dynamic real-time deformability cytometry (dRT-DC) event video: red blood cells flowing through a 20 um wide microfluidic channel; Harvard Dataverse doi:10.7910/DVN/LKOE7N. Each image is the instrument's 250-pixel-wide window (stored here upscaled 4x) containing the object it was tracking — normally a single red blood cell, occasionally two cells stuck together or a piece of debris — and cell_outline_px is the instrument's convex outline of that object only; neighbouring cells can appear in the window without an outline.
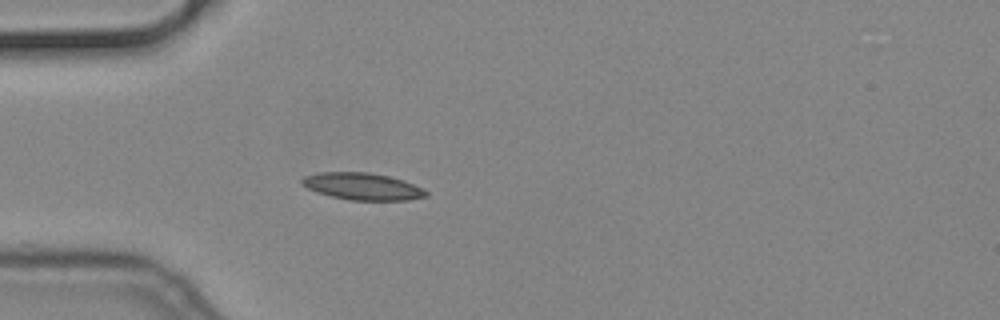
{"species": "common noctule bat (a hibernating species)", "species_latin": "Nyctalus noctula", "temperature_condition": "cold", "stored_images_in_passage": 41, "camera_frame_rate_fps": 3000, "um_per_image_px": 0.085, "animal": {"sex": "male", "body_mass_g": 19.2, "forearm_length_mm": 51.8}, "frame": {"image": 1, "passage_image": 1, "time_ms": 0.0, "image_size_px": [1000, 320], "cell_outline_px": [[428, 196], [408, 200], [348, 200], [316, 192], [300, 184], [300, 180], [304, 176], [320, 172], [368, 172], [388, 176], [404, 180], [428, 192]], "centroid_in_image_um": [30.77, 15.84], "position_along_channel_um": 54.2, "area_um2": 19.48}}
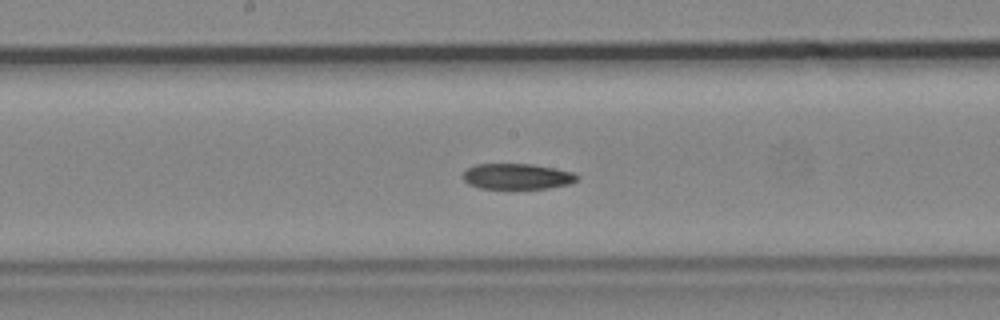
{"frame": {"image": 2, "passage_image": 14, "time_ms": 4.333, "image_size_px": [1000, 320], "cell_outline_px": [[580, 176], [572, 184], [548, 188], [480, 188], [468, 184], [460, 176], [468, 168], [476, 164], [532, 164], [572, 172]], "centroid_in_image_um": [43.94, 14.99], "position_along_channel_um": 204.3, "area_um2": 17.05}}
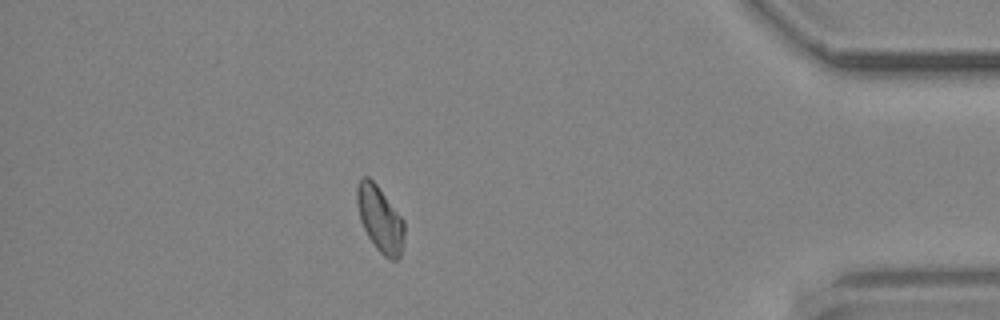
{"frame": {"image": 3, "passage_image": 34, "time_ms": 11.0, "image_size_px": [1000, 320], "cell_outline_px": [[404, 236], [400, 256], [396, 260], [388, 260], [376, 248], [368, 236], [360, 220], [356, 200], [356, 188], [360, 180], [364, 176], [368, 176], [376, 184], [404, 220]], "centroid_in_image_um": [32.3, 18.63], "position_along_channel_um": 402.9, "area_um2": 18.03}}